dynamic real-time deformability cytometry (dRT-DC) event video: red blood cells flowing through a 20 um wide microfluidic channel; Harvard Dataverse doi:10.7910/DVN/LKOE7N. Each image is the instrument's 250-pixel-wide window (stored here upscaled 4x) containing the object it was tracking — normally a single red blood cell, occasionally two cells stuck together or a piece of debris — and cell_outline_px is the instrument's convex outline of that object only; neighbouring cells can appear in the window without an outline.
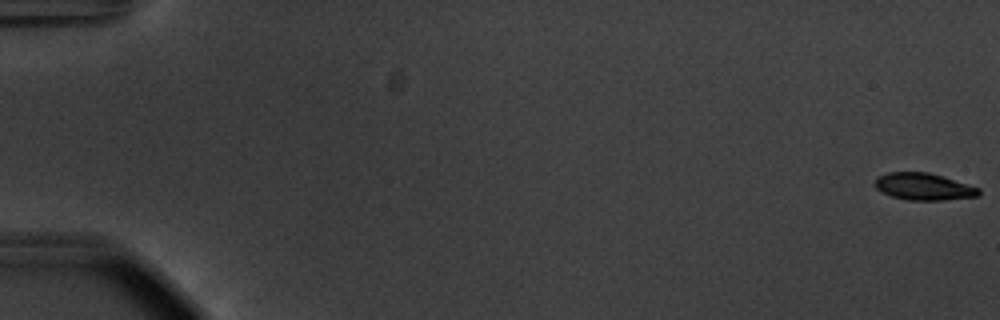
{"species": "common noctule bat (a hibernating species)", "species_latin": "Nyctalus noctula", "temperature_condition": "warm", "stored_images_in_passage": 56, "camera_frame_rate_fps": 3000, "um_per_image_px": 0.085, "animal": {"sex": "male", "body_mass_g": 20.1, "forearm_length_mm": 53.5}, "frame": {"image": 1, "passage_image": 1, "time_ms": 0.0, "image_size_px": [1000, 320], "cell_outline_px": [[980, 196], [944, 200], [908, 200], [892, 196], [880, 192], [872, 184], [876, 176], [888, 172], [928, 172], [980, 188]], "centroid_in_image_um": [78.46, 15.86], "position_along_channel_um": 6.5, "area_um2": 16.47}}
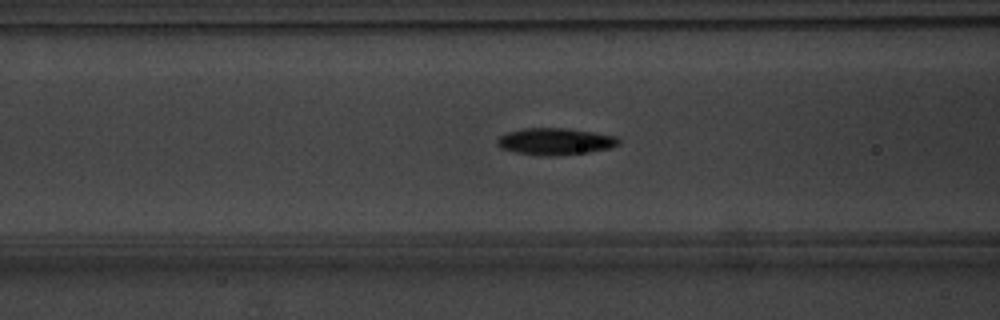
{"frame": {"image": 2, "passage_image": 24, "time_ms": 7.667, "image_size_px": [1000, 320], "cell_outline_px": [[620, 144], [608, 148], [588, 152], [556, 156], [536, 156], [516, 152], [500, 148], [496, 144], [496, 140], [500, 136], [508, 132], [524, 128], [564, 128], [592, 132], [616, 136], [620, 140]], "centroid_in_image_um": [47.16, 12.03], "position_along_channel_um": 119.4, "area_um2": 19.02}}
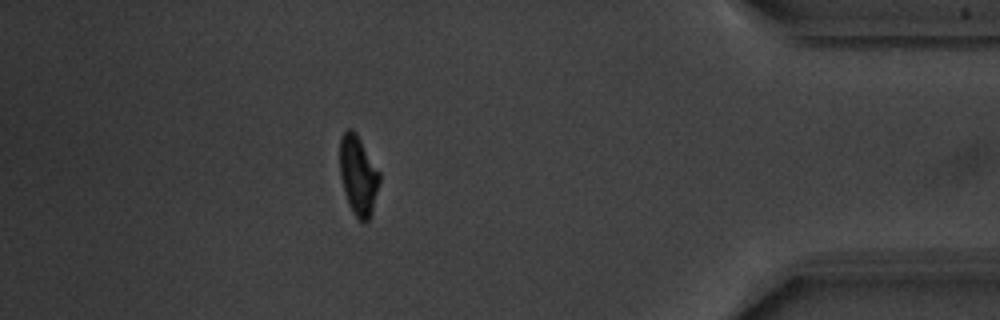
{"frame": {"image": 3, "passage_image": 50, "time_ms": 16.333, "image_size_px": [1000, 320], "cell_outline_px": [[380, 180], [372, 212], [368, 220], [364, 224], [352, 212], [348, 204], [344, 192], [340, 176], [340, 136], [348, 128], [352, 128], [356, 132], [380, 172]], "centroid_in_image_um": [30.44, 14.9], "position_along_channel_um": 404.8, "area_um2": 18.5}, "authors_computed_cell_mechanics": {"area_um2": 18.207, "velocity_mm_per_s": 3.7241, "shape_relaxation_time_tau1_ms": 2.3134, "shape_relaxation_time_tau2_ms": 2.312, "deformation_change_tau1": 0.1498, "deformation_change_tau2": 0.0792}}